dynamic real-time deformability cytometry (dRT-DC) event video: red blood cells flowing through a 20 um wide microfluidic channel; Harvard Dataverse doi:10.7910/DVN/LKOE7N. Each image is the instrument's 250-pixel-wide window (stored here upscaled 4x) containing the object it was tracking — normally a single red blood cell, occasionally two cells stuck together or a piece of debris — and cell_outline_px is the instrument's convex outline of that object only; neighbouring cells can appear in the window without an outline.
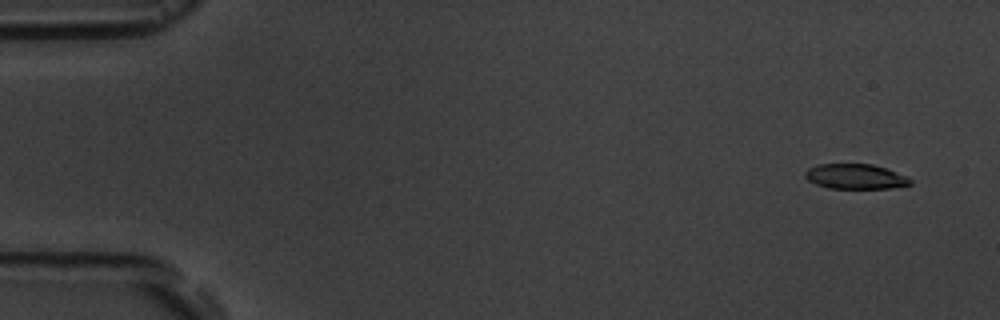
{"species": "common noctule bat (a hibernating species)", "species_latin": "Nyctalus noctula", "temperature_condition": "room temperature", "stored_images_in_passage": 4, "camera_frame_rate_fps": 3000, "um_per_image_px": 0.085, "animal": {"sex": "male", "body_mass_g": 19.5, "forearm_length_mm": 54.6}, "frame": {"image": 1, "passage_image": 1, "time_ms": 0.0, "image_size_px": [1000, 320], "cell_outline_px": [[912, 184], [892, 188], [828, 188], [816, 184], [808, 180], [804, 176], [804, 172], [808, 168], [816, 164], [872, 164], [908, 176], [912, 180]], "centroid_in_image_um": [72.7, 15.0], "position_along_channel_um": 12.3, "area_um2": 15.37}}
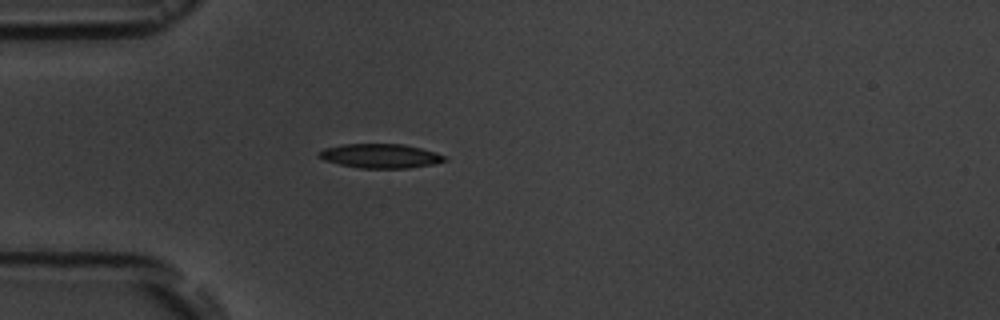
{"frame": {"image": 2, "passage_image": 4, "time_ms": 4.333, "image_size_px": [1000, 320], "cell_outline_px": [[448, 160], [432, 164], [408, 168], [360, 168], [340, 164], [324, 160], [316, 156], [316, 152], [324, 148], [340, 144], [404, 144], [436, 152], [444, 156]], "centroid_in_image_um": [32.28, 13.25], "position_along_channel_um": 52.7, "area_um2": 17.8}}